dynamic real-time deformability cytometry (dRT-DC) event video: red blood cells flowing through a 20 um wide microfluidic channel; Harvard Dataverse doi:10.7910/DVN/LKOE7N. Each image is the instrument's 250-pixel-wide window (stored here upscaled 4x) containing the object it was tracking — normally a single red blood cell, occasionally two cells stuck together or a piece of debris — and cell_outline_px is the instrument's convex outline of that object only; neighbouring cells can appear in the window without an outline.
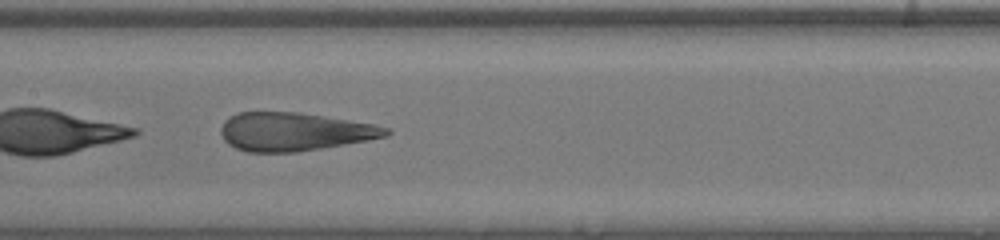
{"species": "human", "species_latin": "Homo sapiens", "temperature_condition": "warm", "stored_images_in_passage": 46, "camera_frame_rate_fps": 3000, "um_per_image_px": 0.085, "donor": {"sex": "male"}, "frame": {"image": 1, "passage_image": 22, "time_ms": 7.0, "image_size_px": [1000, 240], "cell_outline_px": [[392, 132], [388, 136], [368, 140], [296, 152], [248, 152], [236, 148], [228, 144], [224, 140], [220, 132], [220, 128], [224, 120], [236, 112], [300, 112], [372, 124], [388, 128]], "centroid_in_image_um": [24.97, 11.19], "position_along_channel_um": 182.4, "area_um2": 36.82}}
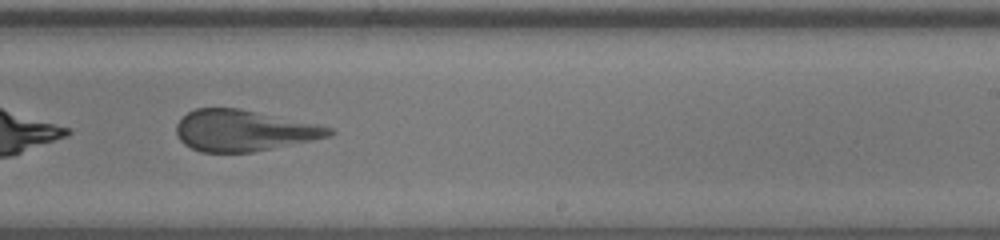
{"frame": {"image": 2, "passage_image": 28, "time_ms": 9.0, "image_size_px": [1000, 240], "cell_outline_px": [[336, 132], [328, 136], [312, 140], [252, 152], [200, 152], [184, 144], [180, 140], [176, 132], [176, 124], [188, 112], [196, 108], [236, 108], [320, 124], [332, 128]], "centroid_in_image_um": [20.71, 11.1], "position_along_channel_um": 268.3, "area_um2": 36.36}}
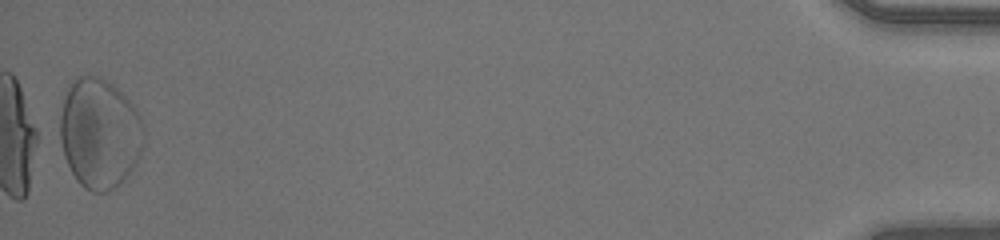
{"frame": {"image": 3, "passage_image": 46, "time_ms": 15.0, "image_size_px": [1000, 240], "cell_outline_px": [[144, 148], [136, 164], [128, 176], [120, 184], [108, 192], [92, 192], [84, 188], [76, 180], [64, 156], [60, 140], [60, 116], [64, 100], [68, 88], [80, 76], [96, 76], [112, 84], [132, 104], [140, 116], [144, 124]], "centroid_in_image_um": [8.49, 11.39], "position_along_channel_um": 426.7, "area_um2": 53.81}}